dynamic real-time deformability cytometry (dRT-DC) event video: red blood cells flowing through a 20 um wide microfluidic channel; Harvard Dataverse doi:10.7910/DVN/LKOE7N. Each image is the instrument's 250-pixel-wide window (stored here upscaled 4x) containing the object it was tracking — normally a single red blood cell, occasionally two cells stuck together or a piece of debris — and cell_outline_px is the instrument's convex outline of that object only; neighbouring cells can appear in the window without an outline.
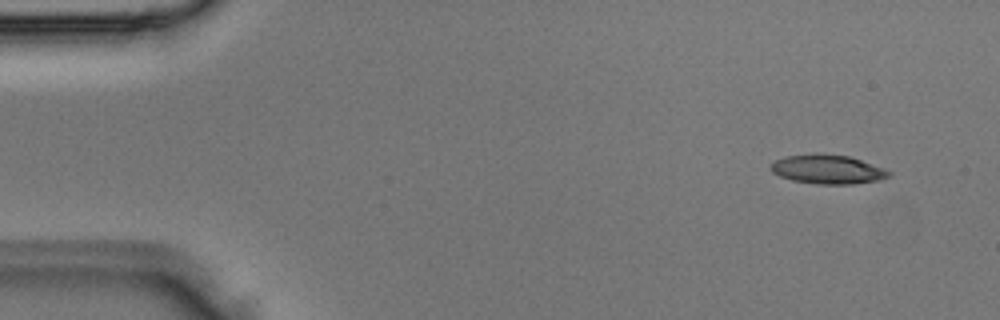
{"species": "Egyptian fruit bat (a non-hibernating species)", "species_latin": "Rousettus aegyptiacus", "temperature_condition": "room temperature", "stored_images_in_passage": 3, "camera_frame_rate_fps": 3000, "um_per_image_px": 0.085, "animal": {"sex": "male"}, "frame": {"image": 1, "passage_image": 1, "time_ms": 0.0, "image_size_px": [1000, 320], "cell_outline_px": [[892, 176], [880, 180], [852, 184], [816, 184], [792, 180], [780, 176], [772, 172], [768, 168], [768, 164], [784, 156], [848, 156], [884, 168], [892, 172]], "centroid_in_image_um": [70.36, 14.44], "position_along_channel_um": 14.6, "area_um2": 19.48}}